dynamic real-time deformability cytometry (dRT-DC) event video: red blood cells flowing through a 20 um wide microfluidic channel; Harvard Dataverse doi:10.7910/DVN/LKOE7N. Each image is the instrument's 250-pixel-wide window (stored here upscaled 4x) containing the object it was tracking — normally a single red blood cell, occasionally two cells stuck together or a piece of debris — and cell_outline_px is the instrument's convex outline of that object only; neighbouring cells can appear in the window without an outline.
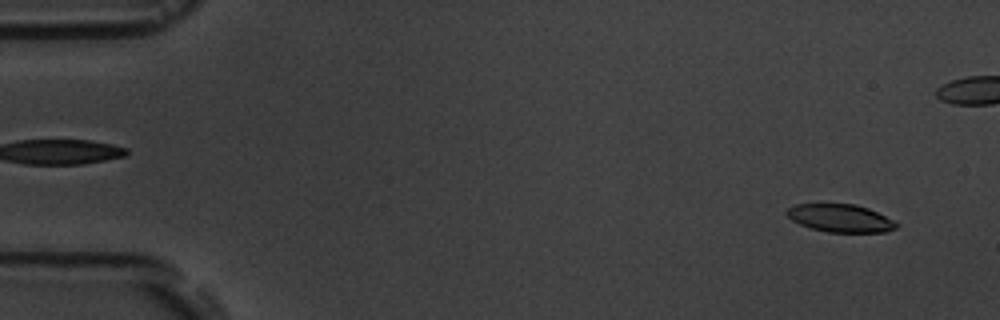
{"species": "common noctule bat (a hibernating species)", "species_latin": "Nyctalus noctula", "temperature_condition": "room temperature", "stored_images_in_passage": 7, "camera_frame_rate_fps": 3000, "um_per_image_px": 0.085, "animal": {"sex": "male", "body_mass_g": 19.5, "forearm_length_mm": 54.6}, "frame": {"image": 1, "passage_image": 1, "time_ms": 0.0, "image_size_px": [1000, 320], "cell_outline_px": [[900, 224], [896, 228], [884, 232], [828, 232], [808, 228], [792, 220], [784, 212], [788, 208], [796, 204], [856, 204], [868, 208]], "centroid_in_image_um": [71.4, 18.55], "position_along_channel_um": 13.6, "area_um2": 17.74}}
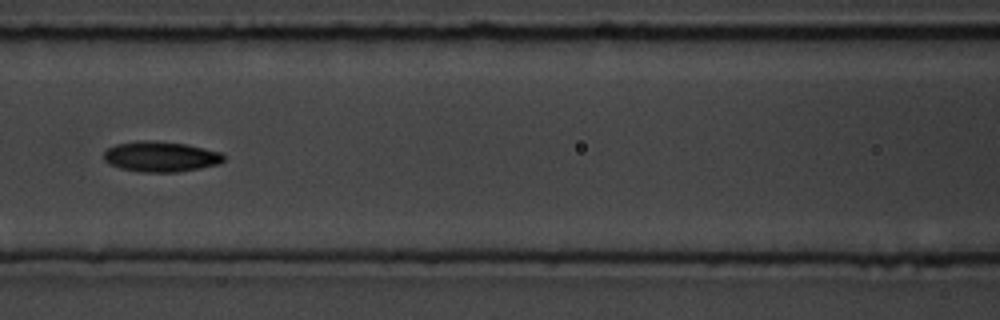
{"frame": {"image": 2, "passage_image": 7, "time_ms": 7.0, "image_size_px": [1000, 320], "cell_outline_px": [[224, 160], [220, 164], [200, 168], [176, 172], [140, 172], [120, 168], [108, 164], [104, 160], [104, 152], [108, 148], [116, 144], [140, 140], [152, 140], [184, 144], [204, 148], [220, 152], [224, 156]], "centroid_in_image_um": [13.64, 13.31], "position_along_channel_um": 153.0, "area_um2": 21.27}}